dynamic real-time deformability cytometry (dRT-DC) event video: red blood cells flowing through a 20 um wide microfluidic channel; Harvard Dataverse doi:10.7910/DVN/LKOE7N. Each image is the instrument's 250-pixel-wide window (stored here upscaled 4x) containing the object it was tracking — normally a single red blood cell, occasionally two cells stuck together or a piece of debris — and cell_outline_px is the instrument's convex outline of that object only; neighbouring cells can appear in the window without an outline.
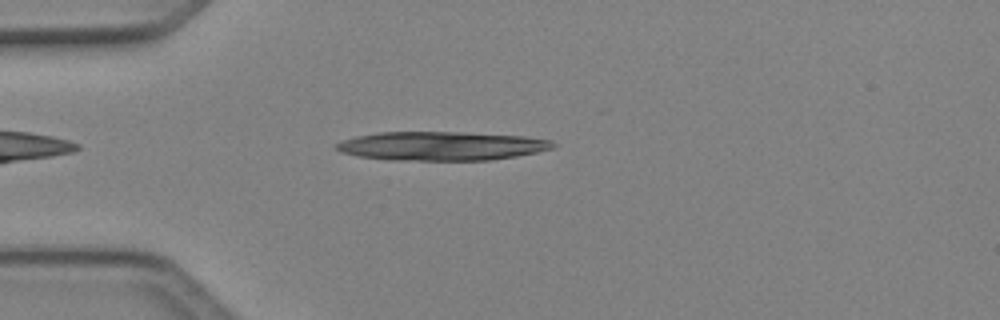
{"species": "Egyptian fruit bat (a non-hibernating species)", "species_latin": "Rousettus aegyptiacus", "temperature_condition": "cold", "stored_images_in_passage": 4, "camera_frame_rate_fps": 3000, "um_per_image_px": 0.085, "animal": {"sex": "female"}, "frame": {"image": 1, "passage_image": 4, "time_ms": 1.0, "image_size_px": [1000, 320], "cell_outline_px": [[556, 148], [516, 156], [492, 160], [388, 160], [356, 156], [340, 152], [332, 144], [356, 136], [380, 132], [464, 132], [524, 136], [552, 140], [556, 144]], "centroid_in_image_um": [37.52, 12.41], "position_along_channel_um": 47.5, "area_um2": 36.7}}